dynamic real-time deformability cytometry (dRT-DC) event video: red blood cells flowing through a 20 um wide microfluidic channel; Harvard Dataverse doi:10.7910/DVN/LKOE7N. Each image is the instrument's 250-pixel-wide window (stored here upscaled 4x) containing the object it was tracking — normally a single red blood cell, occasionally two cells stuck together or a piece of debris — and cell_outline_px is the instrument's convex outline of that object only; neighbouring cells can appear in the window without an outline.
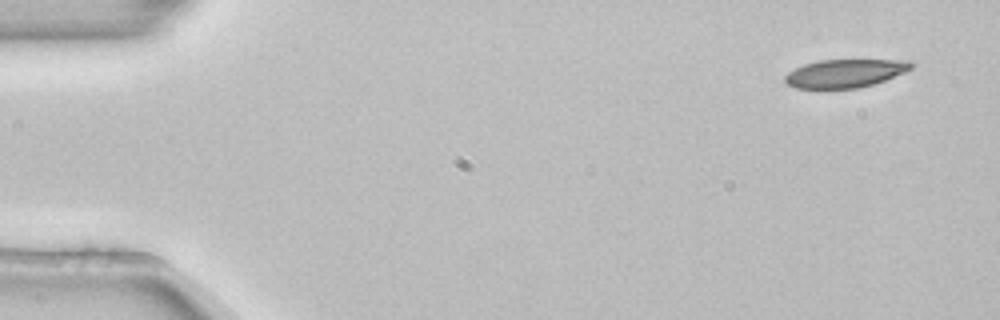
{"species": "common noctule bat (a hibernating species)", "species_latin": "Nyctalus noctula", "temperature_condition": "room temperature", "stored_images_in_passage": 4, "camera_frame_rate_fps": 3000, "um_per_image_px": 0.085, "animal": {"sex": "female", "body_mass_g": 22.7, "forearm_length_mm": 54.2}, "frame": {"image": 1, "passage_image": 1, "time_ms": 0.0, "image_size_px": [1000, 320], "cell_outline_px": [[916, 64], [912, 68], [904, 72], [884, 80], [872, 84], [856, 88], [796, 88], [788, 84], [784, 80], [784, 76], [788, 72], [804, 64], [820, 60], [912, 60]], "centroid_in_image_um": [71.85, 6.22], "position_along_channel_um": 13.2, "area_um2": 20.63}}